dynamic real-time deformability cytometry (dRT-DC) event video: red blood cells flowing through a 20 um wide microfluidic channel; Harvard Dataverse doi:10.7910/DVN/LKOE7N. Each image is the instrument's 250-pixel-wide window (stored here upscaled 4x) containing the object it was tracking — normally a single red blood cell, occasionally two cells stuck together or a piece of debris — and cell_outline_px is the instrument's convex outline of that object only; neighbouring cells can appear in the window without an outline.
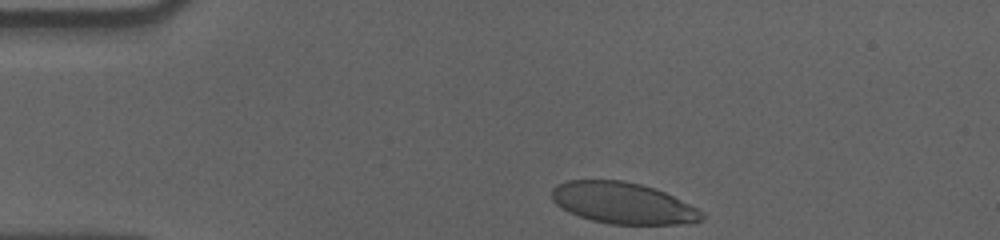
{"species": "human", "species_latin": "Homo sapiens", "temperature_condition": "cold", "stored_images_in_passage": 37, "camera_frame_rate_fps": 3000, "um_per_image_px": 0.085, "donor": {"sex": "male"}, "frame": {"image": 1, "passage_image": 1, "time_ms": 0.0, "image_size_px": [1000, 240], "cell_outline_px": [[704, 220], [692, 224], [608, 224], [592, 220], [568, 212], [556, 204], [552, 200], [552, 188], [556, 184], [568, 180], [620, 180], [640, 184], [656, 188], [704, 212]], "centroid_in_image_um": [52.95, 17.27], "position_along_channel_um": 32.0, "area_um2": 36.24}}
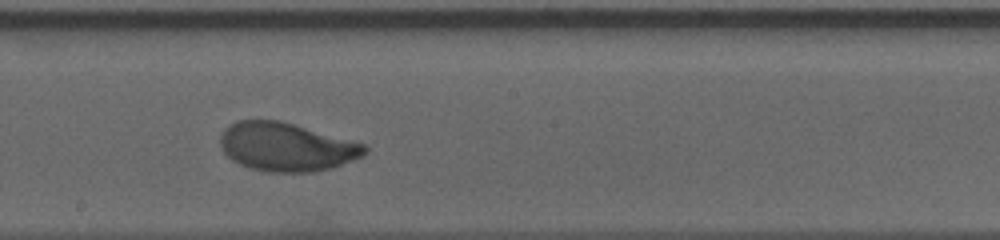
{"frame": {"image": 2, "passage_image": 22, "time_ms": 7.0, "image_size_px": [1000, 240], "cell_outline_px": [[368, 152], [364, 156], [332, 168], [316, 172], [268, 172], [252, 168], [240, 164], [232, 160], [224, 152], [220, 144], [220, 136], [224, 128], [228, 124], [236, 120], [280, 120], [364, 144], [368, 148]], "centroid_in_image_um": [24.34, 12.49], "position_along_channel_um": 223.9, "area_um2": 40.92}}
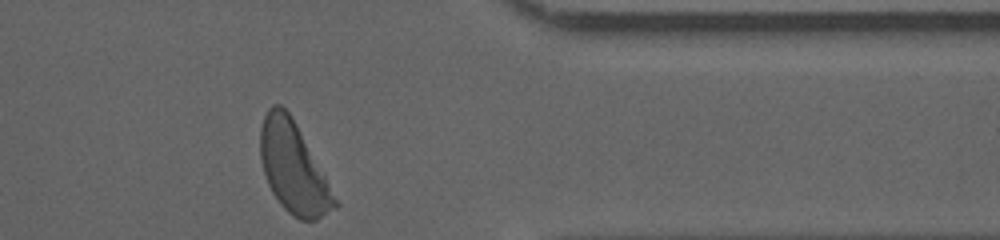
{"frame": {"image": 3, "passage_image": 37, "time_ms": 12.0, "image_size_px": [1000, 240], "cell_outline_px": [[340, 204], [336, 208], [316, 220], [300, 220], [292, 216], [280, 204], [272, 192], [268, 184], [260, 160], [260, 128], [264, 116], [268, 108], [272, 104], [280, 104], [292, 116]], "centroid_in_image_um": [24.92, 14.27], "position_along_channel_um": 386.5, "area_um2": 39.07}, "authors_computed_cell_mechanics": {"area_um2": 40.2288, "velocity_mm_per_s": 3.536, "shape_relaxation_time_tau1_ms": 3.1114, "shape_relaxation_time_tau2_ms": null, "deformation_change_tau1": 0.1523, "deformation_change_tau2": null}}